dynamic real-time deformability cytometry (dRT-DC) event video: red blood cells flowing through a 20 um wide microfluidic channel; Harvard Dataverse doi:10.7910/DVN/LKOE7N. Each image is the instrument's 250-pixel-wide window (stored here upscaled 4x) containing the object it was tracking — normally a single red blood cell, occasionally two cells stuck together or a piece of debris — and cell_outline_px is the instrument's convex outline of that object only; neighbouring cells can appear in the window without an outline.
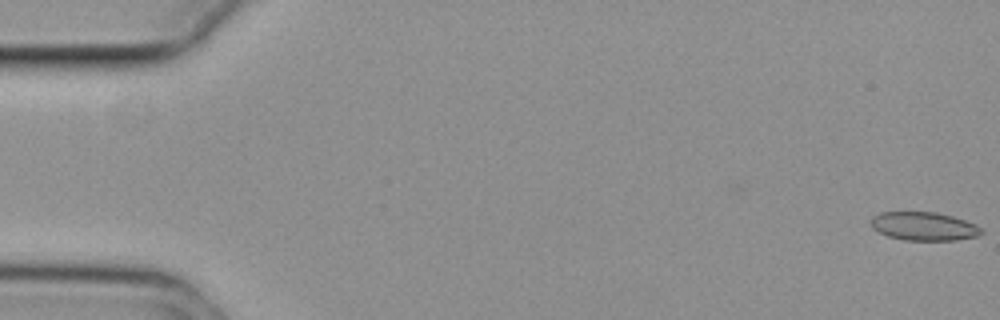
{"species": "common noctule bat (a hibernating species)", "species_latin": "Nyctalus noctula", "temperature_condition": "cold", "stored_images_in_passage": 10, "camera_frame_rate_fps": 3000, "um_per_image_px": 0.085, "animal": {"sex": "female", "body_mass_g": 29.2, "forearm_length_mm": 56.3}, "frame": {"image": 1, "passage_image": 1, "time_ms": 0.0, "image_size_px": [1000, 320], "cell_outline_px": [[984, 232], [976, 236], [956, 240], [904, 240], [888, 236], [872, 228], [872, 216], [880, 212], [936, 212], [952, 216], [976, 224]], "centroid_in_image_um": [78.53, 19.23], "position_along_channel_um": 6.5, "area_um2": 18.21}}